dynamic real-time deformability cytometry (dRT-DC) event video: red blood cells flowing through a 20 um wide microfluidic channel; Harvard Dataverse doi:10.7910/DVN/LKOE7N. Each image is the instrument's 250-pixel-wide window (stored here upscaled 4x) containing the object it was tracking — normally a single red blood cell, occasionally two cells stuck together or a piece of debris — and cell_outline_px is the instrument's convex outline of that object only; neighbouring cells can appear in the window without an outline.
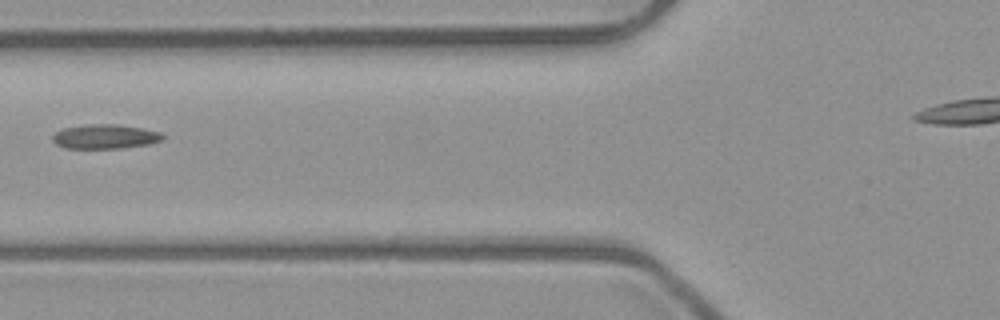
{"species": "common noctule bat (a hibernating species)", "species_latin": "Nyctalus noctula", "temperature_condition": "room temperature", "stored_images_in_passage": 8, "segment_of_instrument_passage": [1, 2], "camera_frame_rate_fps": 3000, "um_per_image_px": 0.085, "animal": {"sex": "male", "body_mass_g": 23.1, "forearm_length_mm": 52.7}, "frame": {"image": 1, "passage_image": 7, "time_ms": 2.0, "image_size_px": [1000, 320], "cell_outline_px": [[164, 136], [160, 140], [148, 144], [120, 148], [64, 148], [56, 144], [52, 140], [52, 136], [56, 132], [64, 128], [88, 124], [116, 124], [140, 128], [160, 132]], "centroid_in_image_um": [8.88, 11.61], "position_along_channel_um": 116.9, "area_um2": 15.43}}